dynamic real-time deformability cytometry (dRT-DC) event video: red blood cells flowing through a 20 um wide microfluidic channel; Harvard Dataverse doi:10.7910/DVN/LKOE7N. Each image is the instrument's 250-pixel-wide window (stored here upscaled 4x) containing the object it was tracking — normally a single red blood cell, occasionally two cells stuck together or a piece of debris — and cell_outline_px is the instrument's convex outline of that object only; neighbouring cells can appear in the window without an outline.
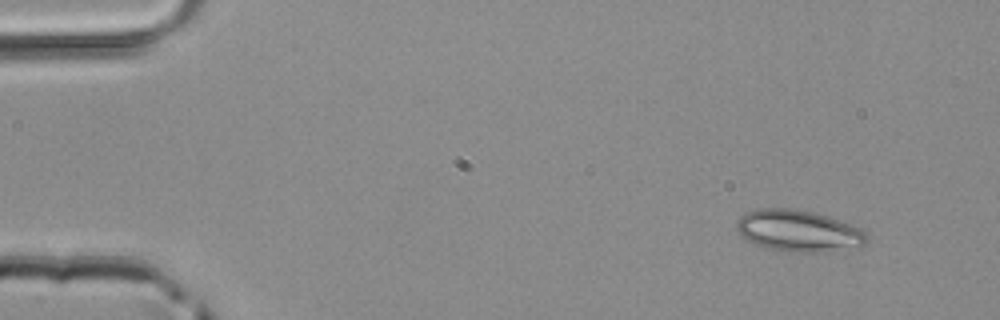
{"species": "common noctule bat (a hibernating species)", "species_latin": "Nyctalus noctula", "temperature_condition": "room temperature", "stored_images_in_passage": 46, "camera_frame_rate_fps": 3000, "um_per_image_px": 0.085, "animal": {"sex": "male", "body_mass_g": 20.4}, "frame": {"image": 1, "passage_image": 1, "time_ms": 0.0, "image_size_px": [1000, 320], "cell_outline_px": [[868, 240], [864, 244], [824, 252], [796, 252], [772, 248], [756, 244], [740, 236], [736, 228], [736, 220], [740, 216], [756, 208], [788, 208], [812, 212], [852, 224], [860, 228], [868, 236]], "centroid_in_image_um": [67.83, 19.6], "position_along_channel_um": 17.2, "area_um2": 31.1}}
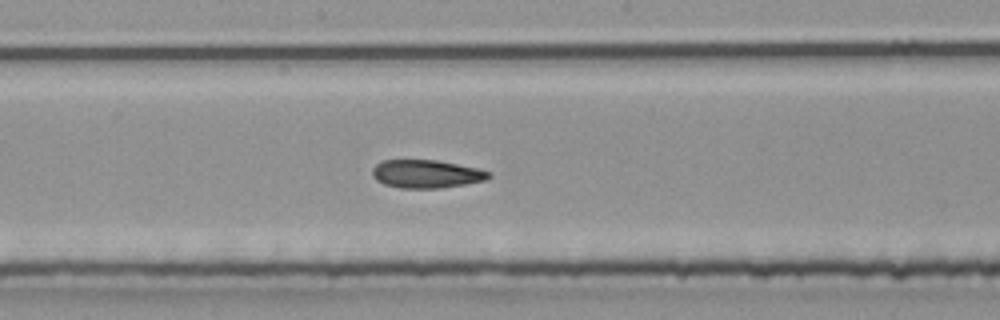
{"frame": {"image": 2, "passage_image": 23, "time_ms": 7.333, "image_size_px": [1000, 320], "cell_outline_px": [[492, 176], [484, 180], [464, 184], [440, 188], [400, 188], [384, 184], [376, 180], [372, 176], [372, 168], [380, 160], [436, 160], [476, 168], [492, 172]], "centroid_in_image_um": [36.2, 14.78], "position_along_channel_um": 212.0, "area_um2": 19.07}}
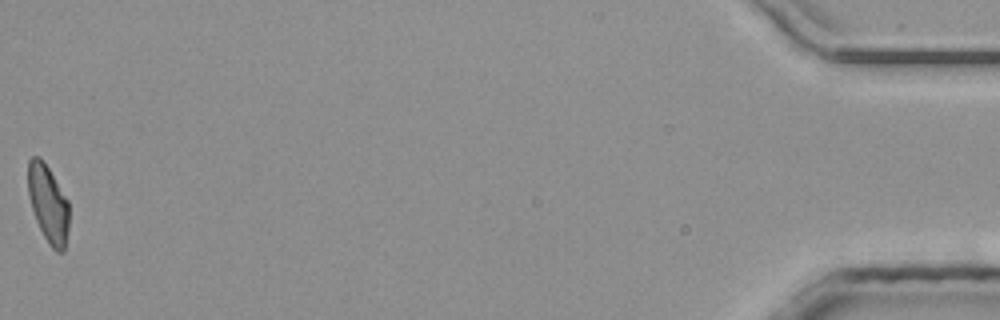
{"frame": {"image": 3, "passage_image": 46, "time_ms": 15.0, "image_size_px": [1000, 320], "cell_outline_px": [[68, 232], [64, 252], [56, 252], [52, 248], [44, 236], [36, 220], [32, 208], [28, 192], [28, 160], [32, 156], [40, 156], [48, 168], [68, 200]], "centroid_in_image_um": [4.09, 17.32], "position_along_channel_um": 431.1, "area_um2": 18.38}}